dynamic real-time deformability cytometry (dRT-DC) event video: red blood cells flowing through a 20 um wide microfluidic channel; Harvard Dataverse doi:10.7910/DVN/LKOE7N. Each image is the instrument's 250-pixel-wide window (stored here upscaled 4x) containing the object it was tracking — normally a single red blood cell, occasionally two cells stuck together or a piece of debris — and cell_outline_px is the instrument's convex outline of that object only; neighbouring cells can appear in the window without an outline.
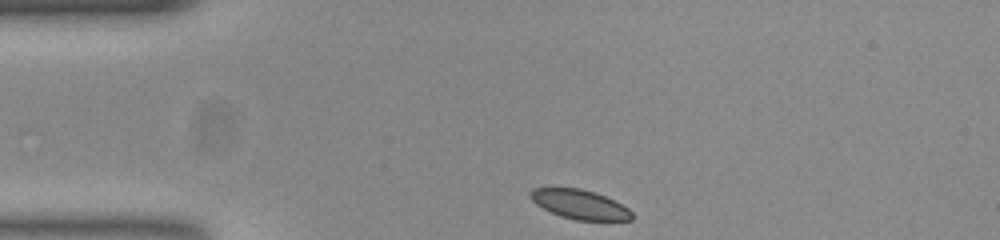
{"species": "common noctule bat (a hibernating species)", "species_latin": "Nyctalus noctula", "temperature_condition": "room temperature", "stored_images_in_passage": 34, "camera_frame_rate_fps": 3000, "um_per_image_px": 0.085, "animal": {"sex": "female", "body_mass_g": 23.0, "forearm_length_mm": 53.4}, "frame": {"image": 1, "passage_image": 1, "time_ms": 0.0, "image_size_px": [1000, 240], "cell_outline_px": [[632, 220], [576, 220], [560, 216], [536, 204], [528, 196], [528, 192], [532, 188], [580, 188], [596, 192], [628, 208], [632, 212]], "centroid_in_image_um": [49.24, 17.36], "position_along_channel_um": 35.8, "area_um2": 17.22}}
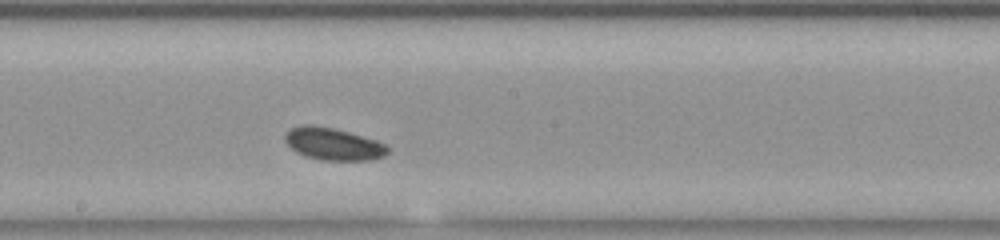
{"frame": {"image": 2, "passage_image": 19, "time_ms": 6.0, "image_size_px": [1000, 240], "cell_outline_px": [[388, 152], [384, 156], [368, 160], [320, 160], [304, 156], [288, 148], [284, 140], [284, 136], [292, 128], [304, 124], [312, 124], [332, 128], [348, 132], [376, 140], [384, 144], [388, 148]], "centroid_in_image_um": [28.27, 12.24], "position_along_channel_um": 219.9, "area_um2": 19.31}}
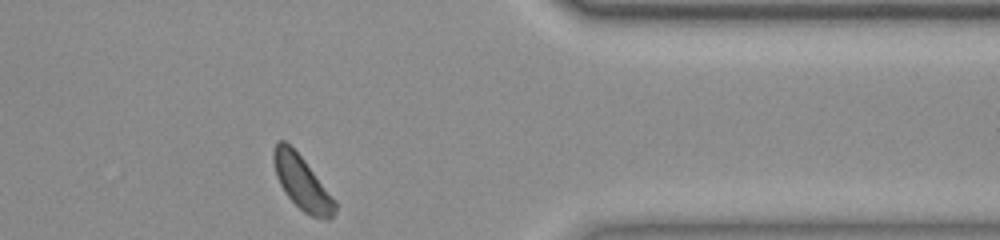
{"frame": {"image": 3, "passage_image": 34, "time_ms": 11.0, "image_size_px": [1000, 240], "cell_outline_px": [[336, 208], [332, 216], [328, 220], [324, 220], [312, 216], [304, 212], [284, 192], [276, 176], [272, 160], [272, 152], [276, 140], [284, 140], [304, 160], [336, 200]], "centroid_in_image_um": [25.65, 15.52], "position_along_channel_um": 385.8, "area_um2": 19.13}, "authors_computed_cell_mechanics": {"area_um2": 18.7561, "velocity_mm_per_s": 3.6833, "shape_relaxation_time_tau1_ms": 1.4088, "shape_relaxation_time_tau2_ms": null, "deformation_change_tau1": 0.0425, "deformation_change_tau2": null}}